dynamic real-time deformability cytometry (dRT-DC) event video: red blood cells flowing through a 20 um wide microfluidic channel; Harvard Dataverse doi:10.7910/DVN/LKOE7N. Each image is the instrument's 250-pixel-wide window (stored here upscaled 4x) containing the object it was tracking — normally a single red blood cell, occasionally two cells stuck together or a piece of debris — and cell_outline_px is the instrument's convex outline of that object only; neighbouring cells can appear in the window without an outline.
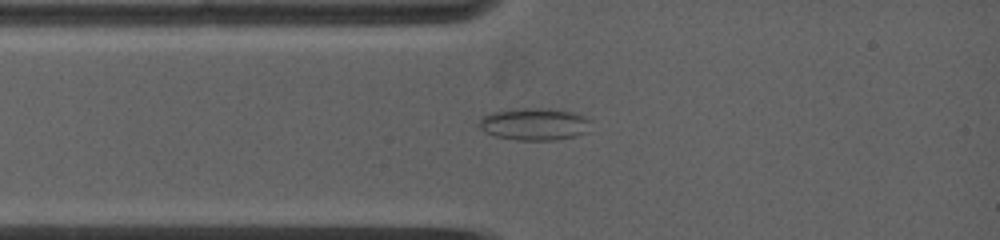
{"species": "common noctule bat (a hibernating species)", "species_latin": "Nyctalus noctula", "temperature_condition": "warm", "stored_images_in_passage": 111, "camera_frame_rate_fps": 5000, "um_per_image_px": 0.085, "animal": {"sex": "female", "body_mass_g": 19.0, "forearm_length_mm": 53.3}, "frame": {"image": 1, "passage_image": 16, "time_ms": 2.0, "image_size_px": [1000, 240], "cell_outline_px": [[592, 120], [584, 132], [576, 136], [556, 140], [516, 140], [496, 136], [484, 132], [476, 124], [484, 116], [492, 112], [512, 108], [548, 108], [568, 112]], "centroid_in_image_um": [45.35, 10.55], "position_along_channel_um": 39.7, "area_um2": 20.87}}
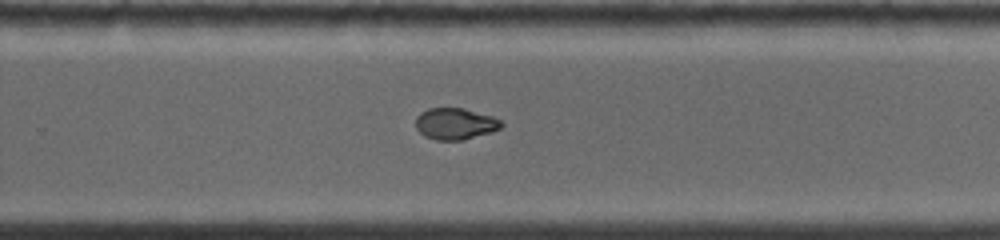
{"frame": {"image": 2, "passage_image": 59, "time_ms": 8.4, "image_size_px": [1000, 240], "cell_outline_px": [[504, 124], [500, 128], [492, 132], [464, 140], [436, 140], [424, 136], [416, 128], [416, 116], [420, 112], [428, 108], [464, 108], [492, 116], [500, 120]], "centroid_in_image_um": [38.69, 10.52], "position_along_channel_um": 291.1, "area_um2": 15.84}}
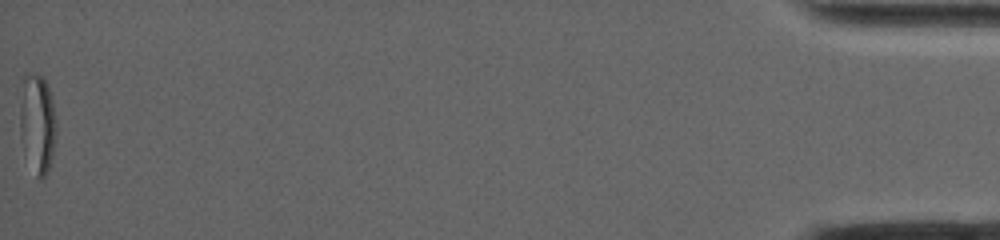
{"frame": {"image": 3, "passage_image": 111, "time_ms": 16.2, "image_size_px": [1000, 240], "cell_outline_px": [[56, 136], [52, 156], [48, 172], [40, 180], [36, 176], [20, 136], [20, 80], [24, 72], [28, 72], [40, 76], [48, 84], [52, 96], [56, 120]], "centroid_in_image_um": [3.18, 10.38], "position_along_channel_um": 432.0, "area_um2": 21.27}, "authors_computed_cell_mechanics": {"area_um2": 16.762, "velocity_mm_per_s": 3.9444, "shape_relaxation_time_tau1_ms": null, "shape_relaxation_time_tau2_ms": 1.3998, "deformation_change_tau1": null, "deformation_change_tau2": 0.0459}}